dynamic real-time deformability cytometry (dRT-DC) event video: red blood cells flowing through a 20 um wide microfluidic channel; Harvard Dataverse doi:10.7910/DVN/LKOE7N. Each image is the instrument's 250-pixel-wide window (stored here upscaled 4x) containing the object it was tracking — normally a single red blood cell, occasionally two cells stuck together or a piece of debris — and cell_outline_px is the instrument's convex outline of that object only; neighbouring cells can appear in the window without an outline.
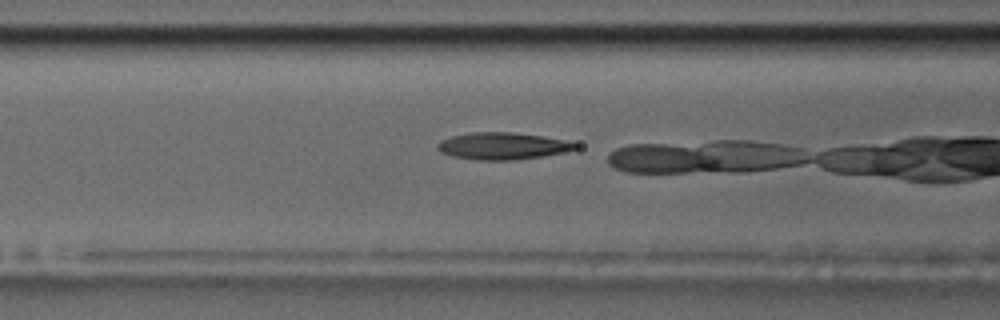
{"species": "common noctule bat (a hibernating species)", "species_latin": "Nyctalus noctula", "temperature_condition": "room temperature", "stored_images_in_passage": 19, "camera_frame_rate_fps": 3000, "um_per_image_px": 0.085, "animal": {"sex": "male", "body_mass_g": 17.5, "forearm_length_mm": 52.3}, "frame": {"image": 1, "passage_image": 14, "time_ms": 4.333, "image_size_px": [1000, 320], "cell_outline_px": [[580, 144], [576, 148], [564, 152], [544, 156], [516, 160], [476, 160], [452, 156], [440, 152], [436, 148], [436, 144], [440, 140], [452, 136], [472, 132], [512, 132], [544, 136], [564, 140]], "centroid_in_image_um": [42.7, 12.41], "position_along_channel_um": 123.9, "area_um2": 21.85}}